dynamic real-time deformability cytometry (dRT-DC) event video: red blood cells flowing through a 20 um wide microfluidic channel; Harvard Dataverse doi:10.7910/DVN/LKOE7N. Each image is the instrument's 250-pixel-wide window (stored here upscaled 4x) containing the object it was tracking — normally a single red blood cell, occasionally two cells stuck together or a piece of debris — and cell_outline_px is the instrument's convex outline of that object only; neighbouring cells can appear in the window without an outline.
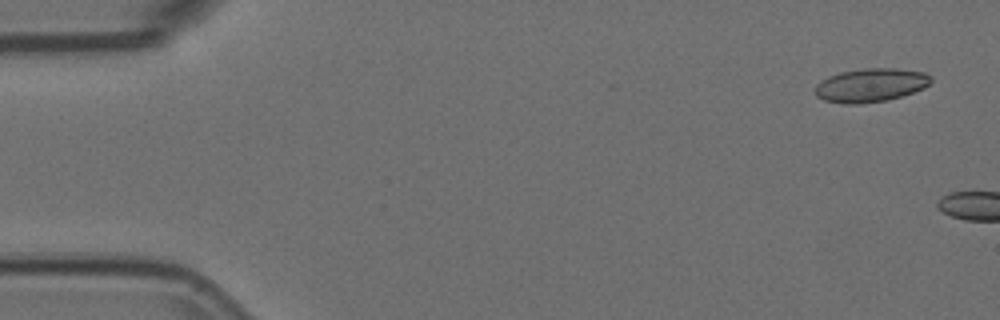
{"species": "Egyptian fruit bat (a non-hibernating species)", "species_latin": "Rousettus aegyptiacus", "temperature_condition": "room temperature", "stored_images_in_passage": 2, "camera_frame_rate_fps": 3000, "um_per_image_px": 0.085, "animal": {"sex": "female"}, "frame": {"image": 1, "passage_image": 1, "time_ms": 0.0, "image_size_px": [1000, 320], "cell_outline_px": [[932, 80], [924, 88], [888, 100], [860, 104], [844, 104], [824, 100], [816, 96], [816, 84], [820, 80], [828, 76], [840, 72], [864, 68], [896, 68], [924, 72], [932, 76]], "centroid_in_image_um": [73.99, 7.23], "position_along_channel_um": 11.0, "area_um2": 22.77}}